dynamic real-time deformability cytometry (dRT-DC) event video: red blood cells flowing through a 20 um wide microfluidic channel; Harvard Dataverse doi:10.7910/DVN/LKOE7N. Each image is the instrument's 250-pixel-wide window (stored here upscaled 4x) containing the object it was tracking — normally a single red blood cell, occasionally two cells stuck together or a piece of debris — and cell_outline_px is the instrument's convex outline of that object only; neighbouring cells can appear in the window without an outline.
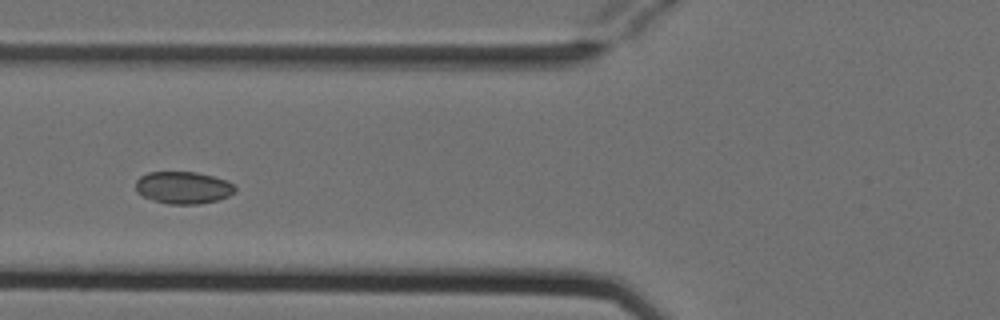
{"species": "Egyptian fruit bat (a non-hibernating species)", "species_latin": "Rousettus aegyptiacus", "temperature_condition": "cold", "stored_images_in_passage": 5, "camera_frame_rate_fps": 3000, "um_per_image_px": 0.085, "animal": {"sex": "female"}, "frame": {"image": 1, "passage_image": 4, "time_ms": 1.0, "image_size_px": [1000, 320], "cell_outline_px": [[236, 192], [228, 196], [216, 200], [196, 204], [168, 204], [152, 200], [136, 192], [136, 180], [140, 176], [148, 172], [196, 172], [212, 176], [236, 184]], "centroid_in_image_um": [15.57, 15.94], "position_along_channel_um": 110.2, "area_um2": 18.67}}
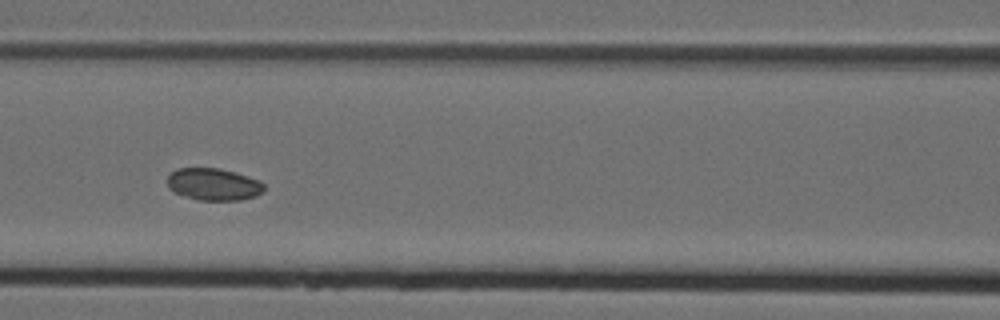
{"frame": {"image": 2, "passage_image": 5, "time_ms": 1.333, "image_size_px": [1000, 320], "cell_outline_px": [[264, 192], [256, 196], [240, 200], [196, 200], [184, 196], [168, 188], [168, 176], [176, 168], [216, 168], [248, 176], [260, 180], [264, 184]], "centroid_in_image_um": [18.16, 15.67], "position_along_channel_um": 148.4, "area_um2": 18.09}}